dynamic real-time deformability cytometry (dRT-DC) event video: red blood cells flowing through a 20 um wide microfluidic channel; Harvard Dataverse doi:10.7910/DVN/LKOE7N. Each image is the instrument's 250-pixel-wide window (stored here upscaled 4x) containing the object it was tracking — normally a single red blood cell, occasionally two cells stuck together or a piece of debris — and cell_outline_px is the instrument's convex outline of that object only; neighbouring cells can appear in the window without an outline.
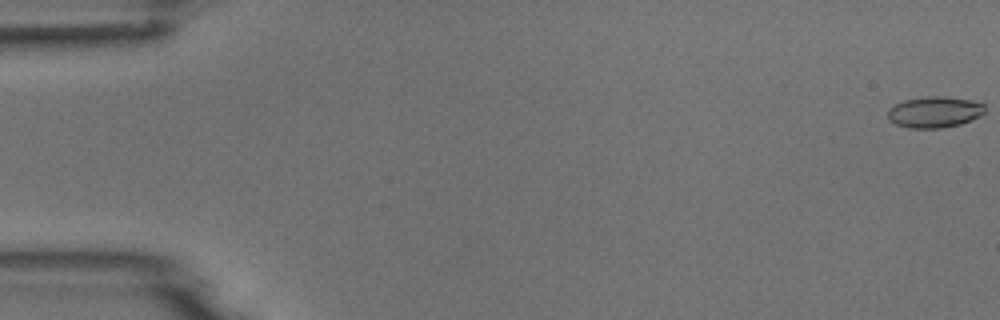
{"species": "common noctule bat (a hibernating species)", "species_latin": "Nyctalus noctula", "temperature_condition": "room temperature", "stored_images_in_passage": 11, "camera_frame_rate_fps": 3000, "um_per_image_px": 0.085, "animal": {"sex": "male", "body_mass_g": 18.8}, "frame": {"image": 1, "passage_image": 1, "time_ms": 0.0, "image_size_px": [1000, 320], "cell_outline_px": [[984, 112], [980, 116], [972, 120], [960, 124], [940, 128], [908, 128], [896, 124], [888, 116], [888, 108], [904, 100], [928, 96], [944, 96], [968, 100], [984, 104]], "centroid_in_image_um": [79.43, 9.53], "position_along_channel_um": 5.6, "area_um2": 17.46}}
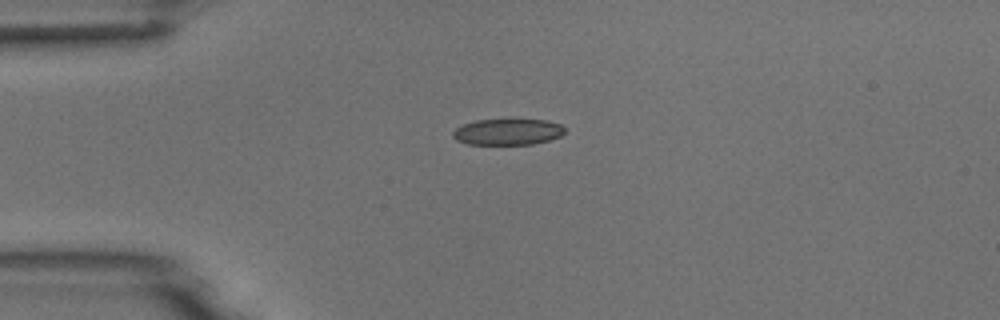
{"frame": {"image": 2, "passage_image": 4, "time_ms": 1.0, "image_size_px": [1000, 320], "cell_outline_px": [[564, 132], [560, 136], [548, 140], [532, 144], [468, 144], [456, 140], [452, 136], [452, 132], [456, 128], [464, 124], [476, 120], [548, 120], [560, 124], [564, 128]], "centroid_in_image_um": [43.14, 11.21], "position_along_channel_um": 41.9, "area_um2": 16.88}}
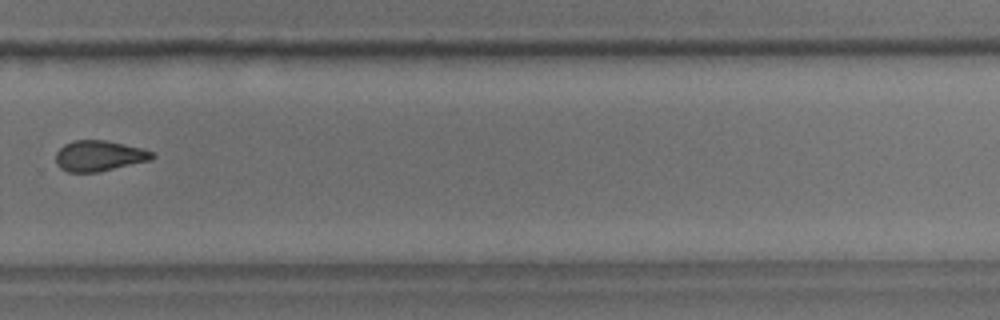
{"frame": {"image": 3, "passage_image": 11, "time_ms": 3.333, "image_size_px": [1000, 320], "cell_outline_px": [[156, 156], [152, 160], [96, 172], [68, 172], [60, 168], [56, 164], [56, 152], [64, 144], [76, 140], [104, 140], [140, 148], [156, 152]], "centroid_in_image_um": [8.43, 13.25], "position_along_channel_um": 321.4, "area_um2": 17.17}}